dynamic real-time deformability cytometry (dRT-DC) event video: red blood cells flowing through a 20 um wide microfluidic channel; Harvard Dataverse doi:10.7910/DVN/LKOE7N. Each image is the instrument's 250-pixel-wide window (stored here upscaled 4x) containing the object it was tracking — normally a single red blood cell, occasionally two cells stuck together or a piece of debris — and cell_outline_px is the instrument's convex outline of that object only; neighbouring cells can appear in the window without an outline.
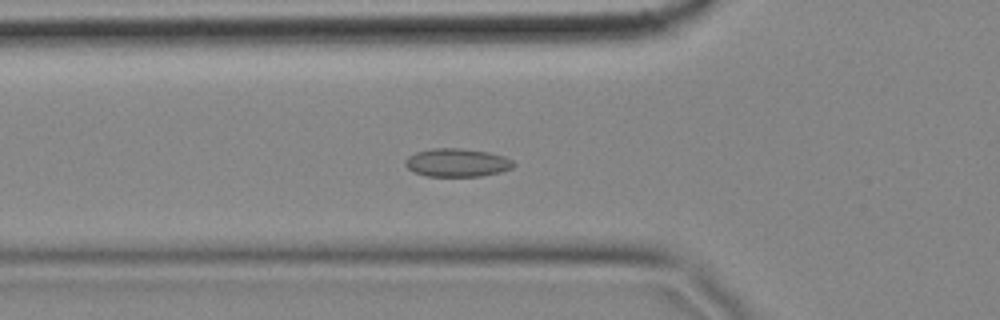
{"species": "common noctule bat (a hibernating species)", "species_latin": "Nyctalus noctula", "temperature_condition": "cold", "stored_images_in_passage": 58, "camera_frame_rate_fps": 3000, "um_per_image_px": 0.085, "animal": {"sex": "female", "body_mass_g": 18.4}, "frame": {"image": 1, "passage_image": 20, "time_ms": 6.333, "image_size_px": [1000, 320], "cell_outline_px": [[516, 164], [512, 168], [500, 172], [480, 176], [428, 176], [416, 172], [408, 168], [404, 164], [404, 160], [408, 156], [416, 152], [432, 148], [460, 148], [488, 152], [504, 156], [512, 160]], "centroid_in_image_um": [38.85, 13.82], "position_along_channel_um": 86.9, "area_um2": 17.8}}
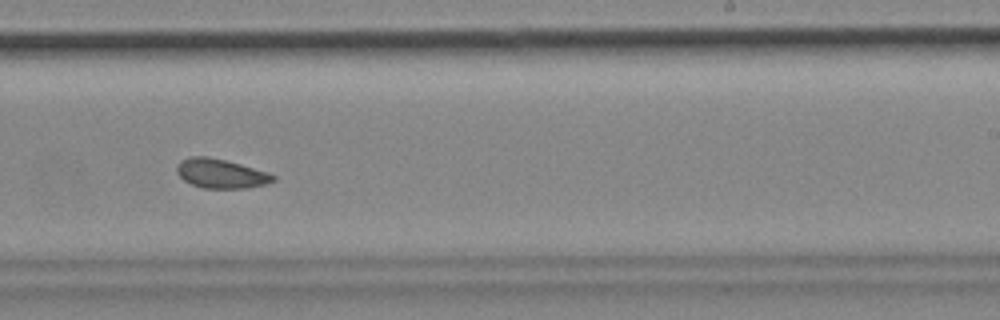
{"frame": {"image": 2, "passage_image": 36, "time_ms": 11.667, "image_size_px": [1000, 320], "cell_outline_px": [[276, 180], [264, 184], [248, 188], [204, 188], [192, 184], [184, 180], [176, 172], [176, 164], [180, 160], [188, 156], [208, 156], [240, 164], [268, 172], [276, 176]], "centroid_in_image_um": [18.75, 14.74], "position_along_channel_um": 270.3, "area_um2": 16.47}}
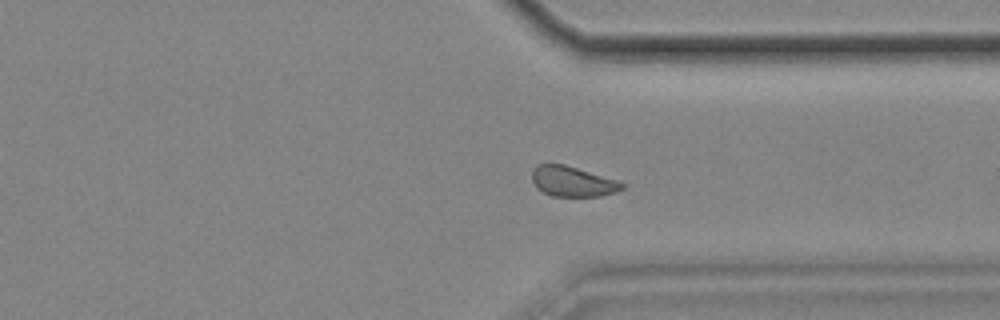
{"frame": {"image": 3, "passage_image": 44, "time_ms": 14.333, "image_size_px": [1000, 320], "cell_outline_px": [[628, 184], [624, 188], [616, 192], [600, 196], [552, 196], [536, 188], [532, 180], [532, 168], [536, 164], [564, 164], [616, 180]], "centroid_in_image_um": [48.66, 15.42], "position_along_channel_um": 362.7, "area_um2": 15.9}, "authors_computed_cell_mechanics": {"area_um2": 16.7909, "velocity_mm_per_s": 3.4385, "shape_relaxation_time_tau1_ms": null, "shape_relaxation_time_tau2_ms": 3.4698, "deformation_change_tau1": null, "deformation_change_tau2": 0.0699}}